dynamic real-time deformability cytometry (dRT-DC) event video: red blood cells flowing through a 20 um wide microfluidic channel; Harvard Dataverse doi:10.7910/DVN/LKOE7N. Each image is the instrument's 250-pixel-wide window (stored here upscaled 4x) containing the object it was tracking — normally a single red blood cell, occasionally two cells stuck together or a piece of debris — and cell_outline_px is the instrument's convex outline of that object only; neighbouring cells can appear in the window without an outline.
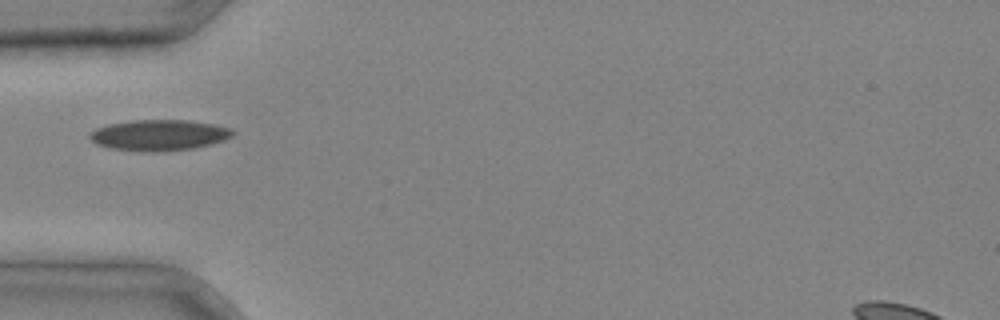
{"species": "common noctule bat (a hibernating species)", "species_latin": "Nyctalus noctula", "temperature_condition": "cold", "stored_images_in_passage": 4, "camera_frame_rate_fps": 3000, "um_per_image_px": 0.085, "animal": {"sex": "male", "body_mass_g": 20.4}, "frame": {"image": 1, "passage_image": 4, "time_ms": 1.0, "image_size_px": [1000, 320], "cell_outline_px": [[236, 132], [232, 136], [224, 140], [212, 144], [192, 148], [156, 152], [152, 152], [112, 148], [96, 144], [88, 136], [96, 128], [108, 124], [132, 120], [188, 120], [212, 124], [232, 128]], "centroid_in_image_um": [13.55, 11.48], "position_along_channel_um": 71.4, "area_um2": 25.61}}